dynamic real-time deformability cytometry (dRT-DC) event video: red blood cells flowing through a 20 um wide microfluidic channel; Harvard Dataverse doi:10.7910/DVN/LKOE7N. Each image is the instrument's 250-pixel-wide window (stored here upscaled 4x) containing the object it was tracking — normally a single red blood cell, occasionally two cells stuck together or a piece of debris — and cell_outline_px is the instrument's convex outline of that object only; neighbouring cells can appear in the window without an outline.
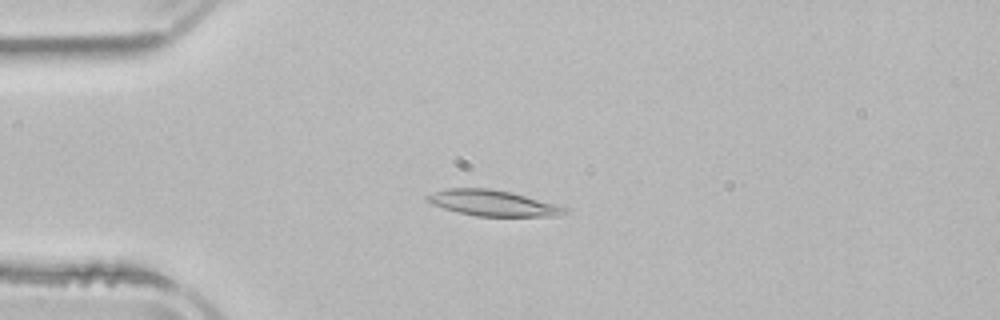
{"species": "common noctule bat (a hibernating species)", "species_latin": "Nyctalus noctula", "temperature_condition": "room temperature", "stored_images_in_passage": 4, "camera_frame_rate_fps": 3000, "um_per_image_px": 0.085, "animal": {"sex": "male", "body_mass_g": 21.5, "forearm_length_mm": 52.0}, "frame": {"image": 1, "passage_image": 3, "time_ms": 4.0, "image_size_px": [1000, 320], "cell_outline_px": [[568, 212], [556, 216], [476, 216], [444, 208], [432, 204], [424, 196], [448, 188], [488, 188], [512, 192], [564, 204], [568, 208]], "centroid_in_image_um": [42.03, 17.25], "position_along_channel_um": 43.0, "area_um2": 20.92}}